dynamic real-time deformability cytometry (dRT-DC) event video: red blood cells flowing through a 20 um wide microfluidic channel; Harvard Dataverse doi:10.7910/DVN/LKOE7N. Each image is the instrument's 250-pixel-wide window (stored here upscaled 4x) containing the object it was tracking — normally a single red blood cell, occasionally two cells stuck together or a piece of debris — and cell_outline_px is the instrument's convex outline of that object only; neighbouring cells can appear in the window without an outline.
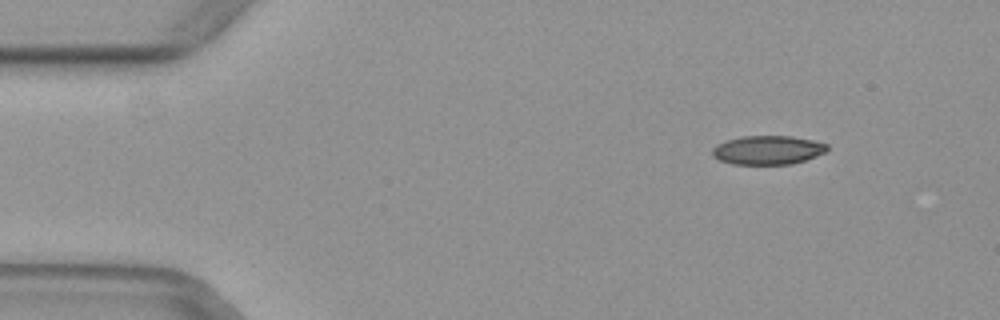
{"species": "common noctule bat (a hibernating species)", "species_latin": "Nyctalus noctula", "temperature_condition": "warm", "stored_images_in_passage": 51, "camera_frame_rate_fps": 3000, "um_per_image_px": 0.085, "animal": {"sex": "female", "body_mass_g": 29.2, "forearm_length_mm": 56.3}, "frame": {"image": 1, "passage_image": 6, "time_ms": 1.667, "image_size_px": [1000, 320], "cell_outline_px": [[828, 148], [824, 152], [816, 156], [804, 160], [788, 164], [732, 164], [720, 160], [712, 156], [712, 148], [716, 144], [728, 140], [744, 136], [792, 136], [812, 140], [828, 144]], "centroid_in_image_um": [65.24, 12.75], "position_along_channel_um": 19.8, "area_um2": 19.19}}
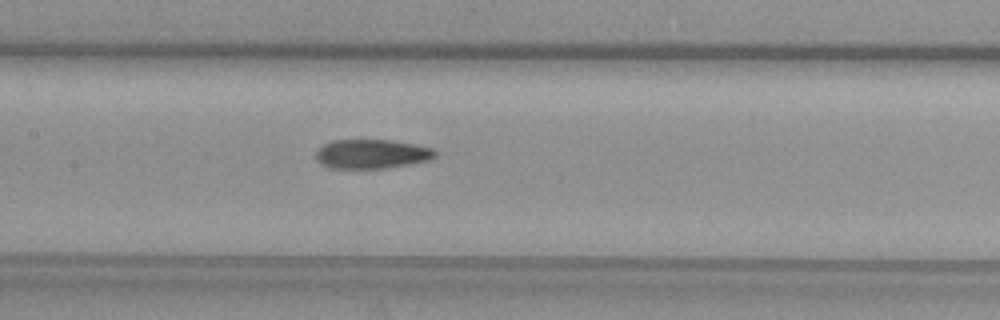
{"frame": {"image": 2, "passage_image": 24, "time_ms": 7.667, "image_size_px": [1000, 320], "cell_outline_px": [[436, 156], [432, 160], [388, 168], [328, 168], [320, 164], [316, 160], [316, 152], [324, 144], [332, 140], [392, 140], [432, 148], [436, 152]], "centroid_in_image_um": [31.6, 13.1], "position_along_channel_um": 175.8, "area_um2": 20.4}}
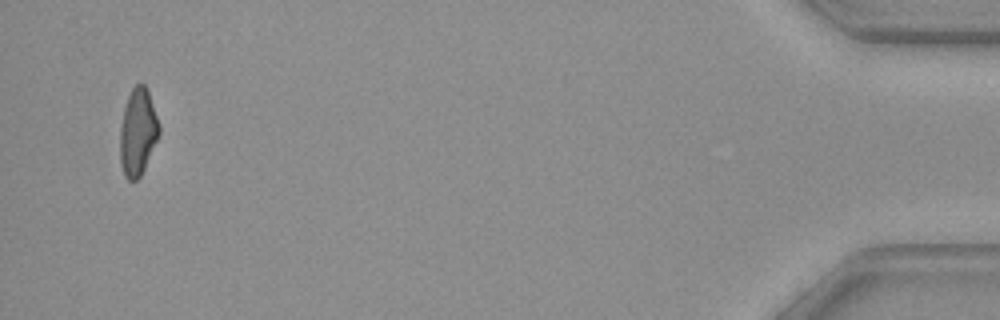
{"frame": {"image": 3, "passage_image": 49, "time_ms": 16.0, "image_size_px": [1000, 320], "cell_outline_px": [[160, 132], [144, 168], [140, 176], [136, 180], [128, 180], [124, 176], [120, 164], [120, 128], [124, 108], [128, 96], [132, 88], [136, 84], [144, 84], [148, 92], [160, 128]], "centroid_in_image_um": [11.69, 11.25], "position_along_channel_um": 423.5, "area_um2": 19.48}}